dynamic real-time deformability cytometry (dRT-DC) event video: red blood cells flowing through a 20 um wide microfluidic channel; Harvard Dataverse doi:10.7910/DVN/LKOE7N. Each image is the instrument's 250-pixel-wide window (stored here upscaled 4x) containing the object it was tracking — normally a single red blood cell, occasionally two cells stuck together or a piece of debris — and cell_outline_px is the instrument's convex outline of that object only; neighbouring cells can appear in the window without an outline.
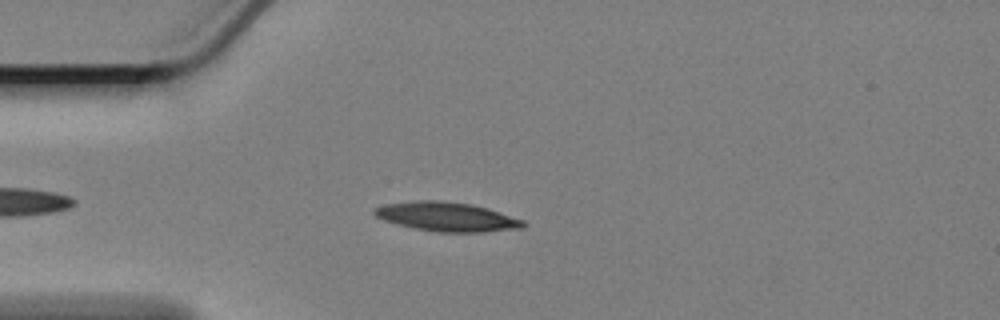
{"species": "Egyptian fruit bat (a non-hibernating species)", "species_latin": "Rousettus aegyptiacus", "temperature_condition": "cold", "stored_images_in_passage": 48, "camera_frame_rate_fps": 3000, "um_per_image_px": 0.085, "animal": {"sex": "female"}, "frame": {"image": 1, "passage_image": 8, "time_ms": 2.333, "image_size_px": [1000, 320], "cell_outline_px": [[524, 228], [484, 232], [440, 232], [416, 228], [384, 220], [376, 216], [372, 212], [372, 208], [384, 204], [420, 200], [440, 200], [472, 204], [488, 208], [524, 220]], "centroid_in_image_um": [37.99, 18.41], "position_along_channel_um": 47.0, "area_um2": 25.2}}
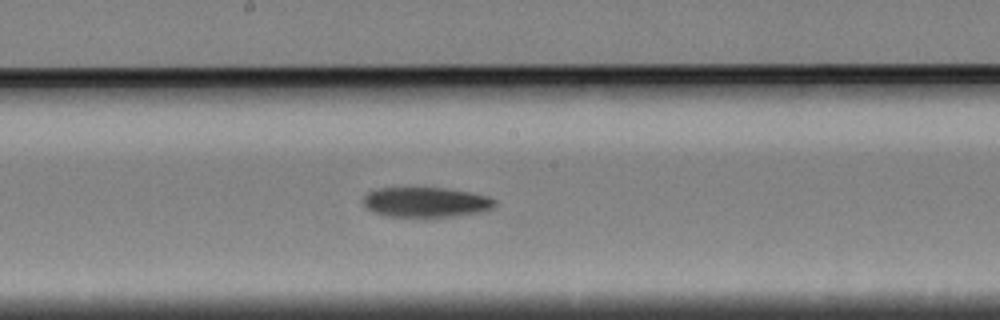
{"frame": {"image": 2, "passage_image": 24, "time_ms": 7.667, "image_size_px": [1000, 320], "cell_outline_px": [[496, 204], [488, 212], [452, 216], [388, 216], [372, 212], [364, 204], [364, 196], [368, 192], [376, 188], [444, 188], [468, 192], [484, 196], [496, 200]], "centroid_in_image_um": [36.22, 17.19], "position_along_channel_um": 212.0, "area_um2": 22.83}}
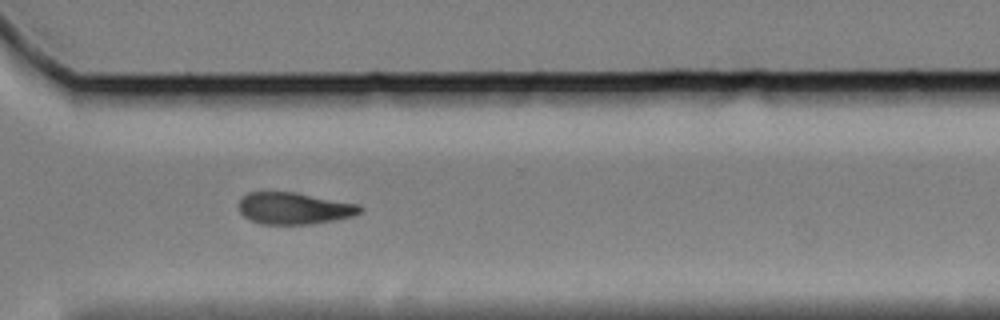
{"frame": {"image": 3, "passage_image": 36, "time_ms": 11.667, "image_size_px": [1000, 320], "cell_outline_px": [[364, 208], [360, 212], [352, 216], [336, 220], [312, 224], [264, 224], [252, 220], [244, 216], [240, 212], [240, 200], [248, 192], [296, 192], [360, 204]], "centroid_in_image_um": [25.05, 17.7], "position_along_channel_um": 345.5, "area_um2": 22.43}, "authors_computed_cell_mechanics": {"area_um2": 23.6113, "velocity_mm_per_s": 3.3456, "shape_relaxation_time_tau1_ms": 6.8264, "shape_relaxation_time_tau2_ms": null, "deformation_change_tau1": 0.1511, "deformation_change_tau2": null}}